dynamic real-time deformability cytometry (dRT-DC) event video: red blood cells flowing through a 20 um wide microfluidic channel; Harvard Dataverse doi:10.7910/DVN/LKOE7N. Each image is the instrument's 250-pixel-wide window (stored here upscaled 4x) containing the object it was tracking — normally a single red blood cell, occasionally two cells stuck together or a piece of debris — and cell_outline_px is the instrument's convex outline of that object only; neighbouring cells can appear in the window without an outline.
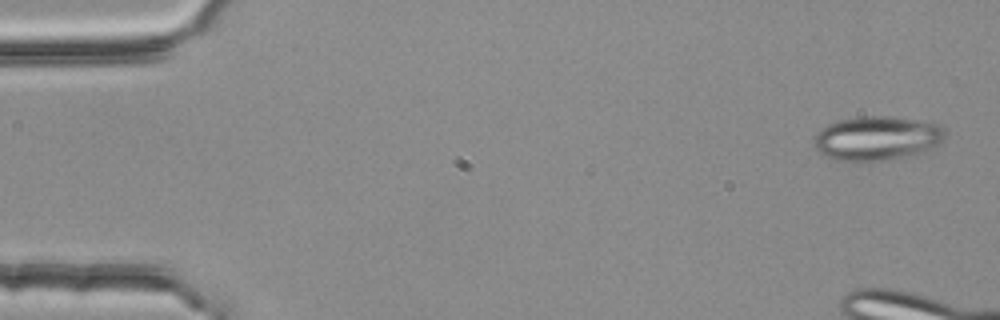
{"species": "common noctule bat (a hibernating species)", "species_latin": "Nyctalus noctula", "temperature_condition": "room temperature", "stored_images_in_passage": 6, "camera_frame_rate_fps": 3000, "um_per_image_px": 0.085, "animal": {"sex": "female", "body_mass_g": 25.1}, "frame": {"image": 1, "passage_image": 1, "time_ms": 0.0, "image_size_px": [1000, 320], "cell_outline_px": [[944, 136], [936, 144], [924, 152], [916, 156], [856, 164], [836, 160], [824, 156], [816, 148], [816, 132], [820, 128], [836, 120], [860, 116], [896, 116], [940, 124], [944, 128]], "centroid_in_image_um": [74.52, 11.78], "position_along_channel_um": 10.5, "area_um2": 34.56}}